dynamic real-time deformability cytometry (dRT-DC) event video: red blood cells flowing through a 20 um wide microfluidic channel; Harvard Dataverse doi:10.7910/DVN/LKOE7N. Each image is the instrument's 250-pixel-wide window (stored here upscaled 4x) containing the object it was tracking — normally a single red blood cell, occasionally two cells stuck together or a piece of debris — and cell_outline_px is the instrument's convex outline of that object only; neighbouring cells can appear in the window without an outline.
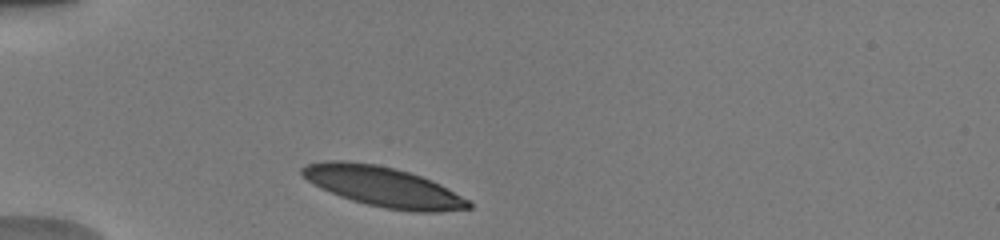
{"species": "human", "species_latin": "Homo sapiens", "temperature_condition": "warm", "stored_images_in_passage": 33, "camera_frame_rate_fps": 3000, "um_per_image_px": 0.085, "donor": {"sex": "male"}, "frame": {"image": 1, "passage_image": 2, "time_ms": 0.333, "image_size_px": [1000, 240], "cell_outline_px": [[472, 208], [440, 212], [412, 212], [384, 208], [352, 200], [340, 196], [320, 188], [308, 180], [300, 172], [300, 168], [308, 164], [328, 160], [344, 160], [376, 164], [408, 172], [432, 180], [440, 184], [468, 200], [472, 204]], "centroid_in_image_um": [32.57, 15.87], "position_along_channel_um": 52.4, "area_um2": 38.61}}
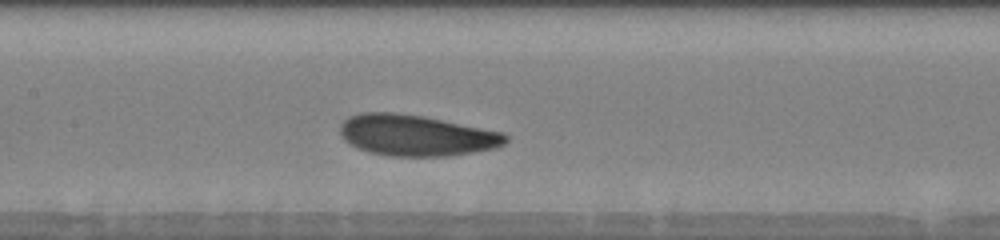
{"frame": {"image": 2, "passage_image": 13, "time_ms": 4.0, "image_size_px": [1000, 240], "cell_outline_px": [[508, 140], [504, 144], [496, 148], [452, 156], [392, 156], [368, 152], [356, 148], [348, 144], [340, 136], [340, 124], [348, 116], [360, 112], [396, 112], [424, 116], [504, 132], [508, 136]], "centroid_in_image_um": [35.36, 11.5], "position_along_channel_um": 172.0, "area_um2": 40.17}}
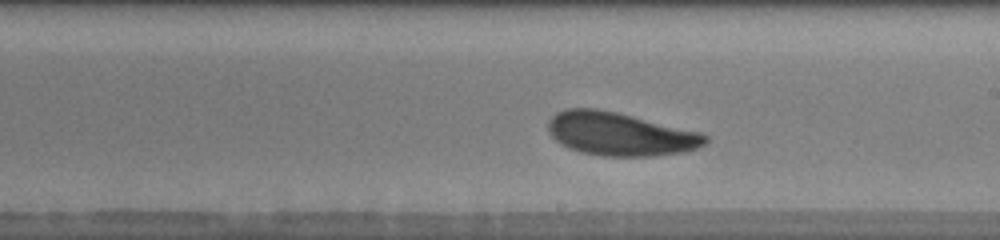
{"frame": {"image": 3, "passage_image": 18, "time_ms": 5.667, "image_size_px": [1000, 240], "cell_outline_px": [[708, 140], [704, 144], [696, 148], [684, 152], [652, 156], [604, 156], [580, 152], [568, 148], [560, 144], [548, 132], [548, 120], [556, 112], [568, 108], [596, 108], [616, 112], [700, 132], [708, 136]], "centroid_in_image_um": [52.67, 11.39], "position_along_channel_um": 236.3, "area_um2": 39.59}, "authors_computed_cell_mechanics": {"area_um2": 39.2462, "velocity_mm_per_s": 3.8657, "shape_relaxation_time_tau1_ms": 1.965, "shape_relaxation_time_tau2_ms": 7.9884, "deformation_change_tau1": 0.1097, "deformation_change_tau2": 0.1673}}